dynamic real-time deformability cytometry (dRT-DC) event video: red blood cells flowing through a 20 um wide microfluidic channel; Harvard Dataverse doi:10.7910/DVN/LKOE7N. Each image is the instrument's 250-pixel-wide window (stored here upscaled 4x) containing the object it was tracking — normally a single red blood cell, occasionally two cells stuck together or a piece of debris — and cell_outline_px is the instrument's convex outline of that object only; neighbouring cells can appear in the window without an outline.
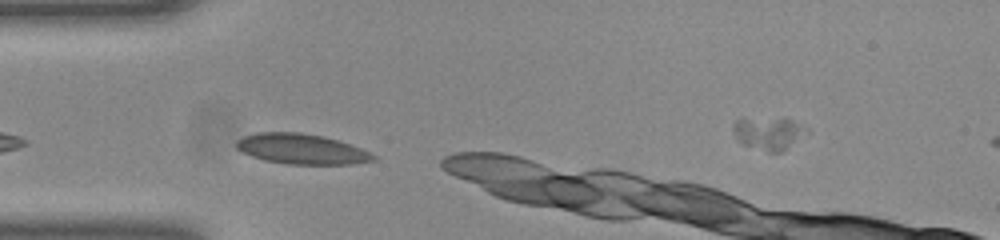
{"species": "common noctule bat (a hibernating species)", "species_latin": "Nyctalus noctula", "temperature_condition": "room temperature", "stored_images_in_passage": 4, "camera_frame_rate_fps": 3000, "um_per_image_px": 0.085, "animal": {"sex": "female", "body_mass_g": 23.0, "forearm_length_mm": 53.4}, "frame": {"image": 1, "passage_image": 1, "time_ms": 0.0, "image_size_px": [1000, 240], "cell_outline_px": [[376, 160], [348, 164], [288, 164], [264, 160], [252, 156], [236, 148], [236, 140], [244, 136], [256, 132], [300, 132], [324, 136], [360, 148], [376, 156]], "centroid_in_image_um": [25.59, 12.66], "position_along_channel_um": 59.4, "area_um2": 23.93}}